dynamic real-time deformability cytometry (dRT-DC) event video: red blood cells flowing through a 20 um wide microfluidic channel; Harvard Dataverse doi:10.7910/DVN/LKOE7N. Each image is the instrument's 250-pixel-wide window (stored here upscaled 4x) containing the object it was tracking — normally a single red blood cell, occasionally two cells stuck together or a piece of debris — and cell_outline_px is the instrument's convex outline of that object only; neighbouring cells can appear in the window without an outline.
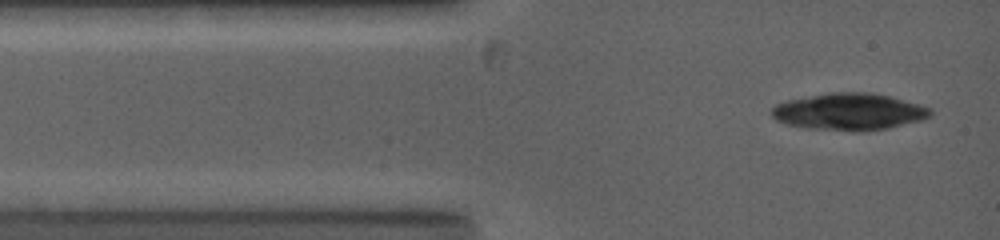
{"species": "common noctule bat (a hibernating species)", "species_latin": "Nyctalus noctula", "temperature_condition": "warm", "stored_images_in_passage": 2, "camera_frame_rate_fps": 5000, "um_per_image_px": 0.085, "animal": {"sex": "female", "body_mass_g": 19.0, "forearm_length_mm": 53.3}, "frame": {"image": 1, "passage_image": 1, "time_ms": 0.0, "image_size_px": [1000, 240], "cell_outline_px": [[932, 116], [924, 120], [888, 128], [856, 132], [808, 128], [788, 124], [776, 120], [772, 116], [772, 108], [776, 104], [788, 100], [828, 92], [868, 92], [888, 96], [920, 104], [932, 108]], "centroid_in_image_um": [72.22, 9.5], "position_along_channel_um": 12.8, "area_um2": 34.28}}